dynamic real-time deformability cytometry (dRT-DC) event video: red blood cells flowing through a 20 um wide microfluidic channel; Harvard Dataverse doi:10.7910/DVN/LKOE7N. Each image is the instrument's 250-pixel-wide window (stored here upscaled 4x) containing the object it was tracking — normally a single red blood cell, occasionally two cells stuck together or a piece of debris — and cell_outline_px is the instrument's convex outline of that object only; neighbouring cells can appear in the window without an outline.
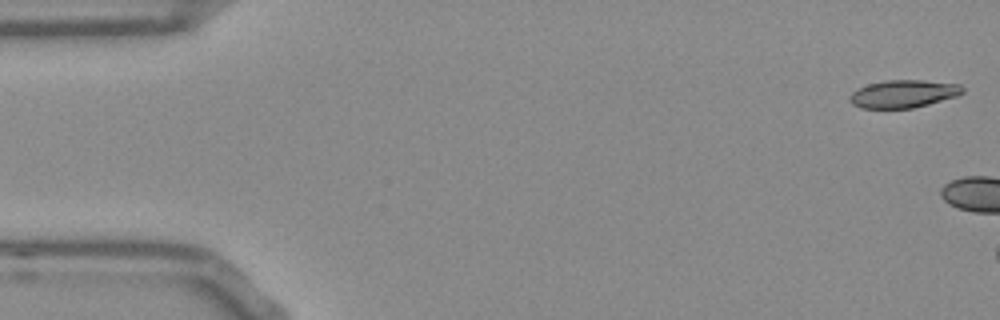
{"species": "Egyptian fruit bat (a non-hibernating species)", "species_latin": "Rousettus aegyptiacus", "temperature_condition": "room temperature", "stored_images_in_passage": 4, "camera_frame_rate_fps": 3000, "um_per_image_px": 0.085, "frame": {"image": 1, "passage_image": 1, "time_ms": 0.0, "image_size_px": [1000, 320], "cell_outline_px": [[964, 92], [956, 96], [928, 104], [912, 108], [860, 108], [852, 104], [848, 100], [848, 96], [852, 92], [868, 84], [888, 80], [920, 80], [960, 84], [964, 88]], "centroid_in_image_um": [76.77, 7.98], "position_along_channel_um": 8.2, "area_um2": 18.15}}